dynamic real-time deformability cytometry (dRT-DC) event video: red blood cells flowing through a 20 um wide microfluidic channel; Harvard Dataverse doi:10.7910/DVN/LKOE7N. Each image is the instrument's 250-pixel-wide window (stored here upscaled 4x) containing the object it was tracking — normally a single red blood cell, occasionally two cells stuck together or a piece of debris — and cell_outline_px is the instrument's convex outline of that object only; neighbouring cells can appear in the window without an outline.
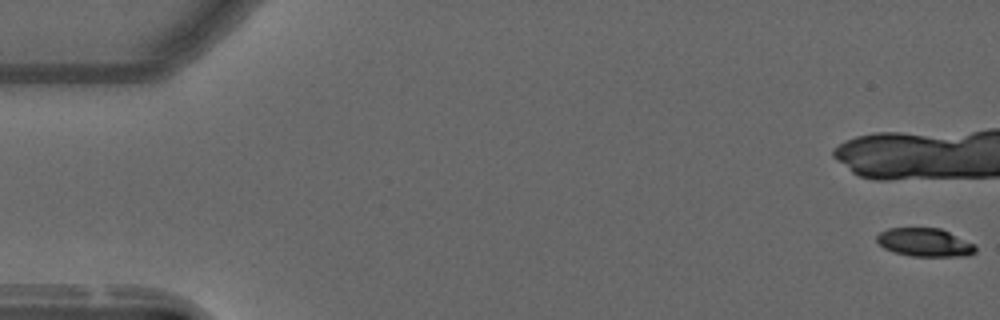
{"species": "common noctule bat (a hibernating species)", "species_latin": "Nyctalus noctula", "temperature_condition": "warm", "stored_images_in_passage": 18, "camera_frame_rate_fps": 3000, "um_per_image_px": 0.085, "animal": {"sex": "male", "forearm_length_mm": 52.5}, "frame": {"image": 1, "passage_image": 1, "time_ms": 0.0, "image_size_px": [1000, 320], "cell_outline_px": [[976, 252], [968, 256], [912, 256], [892, 252], [884, 248], [876, 240], [876, 236], [880, 232], [888, 228], [940, 228], [976, 244]], "centroid_in_image_um": [78.62, 20.61], "position_along_channel_um": 6.4, "area_um2": 16.42}}